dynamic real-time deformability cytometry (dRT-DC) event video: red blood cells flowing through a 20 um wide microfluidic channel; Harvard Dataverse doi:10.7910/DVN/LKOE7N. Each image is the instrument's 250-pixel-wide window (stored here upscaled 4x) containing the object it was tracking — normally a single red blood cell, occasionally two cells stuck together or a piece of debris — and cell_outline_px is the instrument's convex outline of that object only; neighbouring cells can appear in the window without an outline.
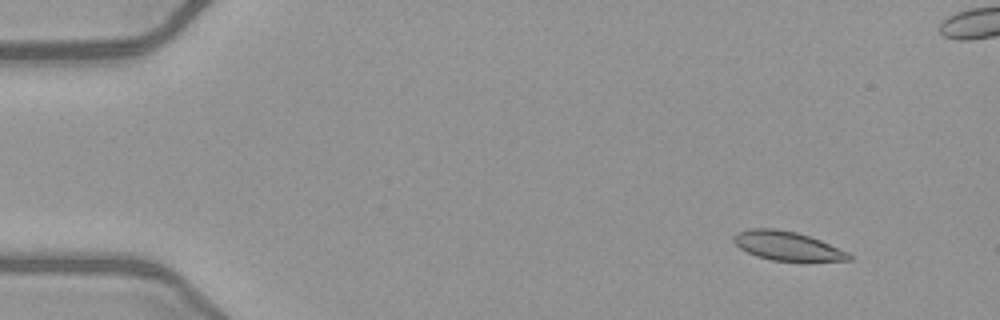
{"species": "common noctule bat (a hibernating species)", "species_latin": "Nyctalus noctula", "temperature_condition": "warm", "stored_images_in_passage": 53, "camera_frame_rate_fps": 3000, "um_per_image_px": 0.085, "animal": {"sex": "female", "body_mass_g": 21.9}, "frame": {"image": 1, "passage_image": 6, "time_ms": 1.667, "image_size_px": [1000, 320], "cell_outline_px": [[852, 260], [804, 264], [772, 260], [756, 256], [740, 248], [732, 240], [732, 236], [736, 232], [748, 228], [776, 228], [796, 232], [820, 240], [848, 252], [852, 256]], "centroid_in_image_um": [66.96, 20.95], "position_along_channel_um": 18.0, "area_um2": 20.4}}
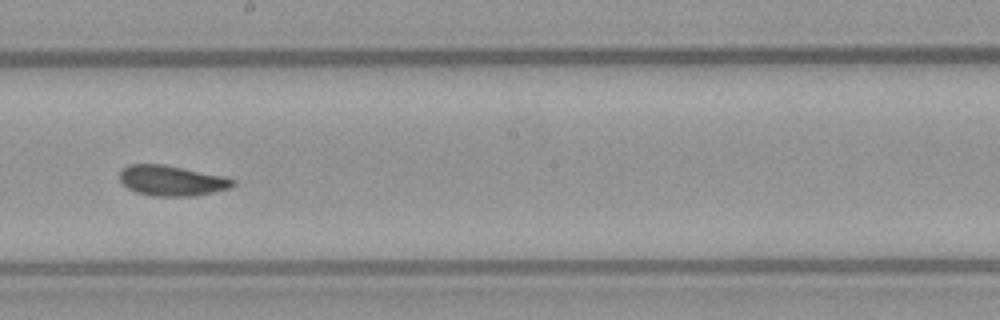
{"frame": {"image": 2, "passage_image": 30, "time_ms": 9.667, "image_size_px": [1000, 320], "cell_outline_px": [[236, 184], [228, 188], [196, 196], [152, 196], [136, 192], [128, 188], [120, 180], [120, 172], [128, 164], [164, 164], [224, 176], [236, 180]], "centroid_in_image_um": [14.6, 15.35], "position_along_channel_um": 233.6, "area_um2": 20.0}}
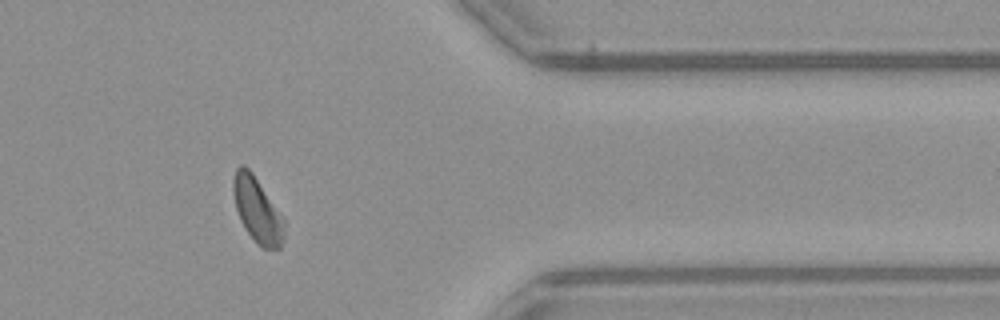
{"frame": {"image": 3, "passage_image": 43, "time_ms": 14.0, "image_size_px": [1000, 320], "cell_outline_px": [[284, 236], [280, 248], [264, 248], [244, 228], [240, 220], [236, 208], [232, 192], [232, 180], [236, 168], [240, 164], [244, 164], [252, 172], [284, 216]], "centroid_in_image_um": [21.86, 17.79], "position_along_channel_um": 389.5, "area_um2": 19.36}}